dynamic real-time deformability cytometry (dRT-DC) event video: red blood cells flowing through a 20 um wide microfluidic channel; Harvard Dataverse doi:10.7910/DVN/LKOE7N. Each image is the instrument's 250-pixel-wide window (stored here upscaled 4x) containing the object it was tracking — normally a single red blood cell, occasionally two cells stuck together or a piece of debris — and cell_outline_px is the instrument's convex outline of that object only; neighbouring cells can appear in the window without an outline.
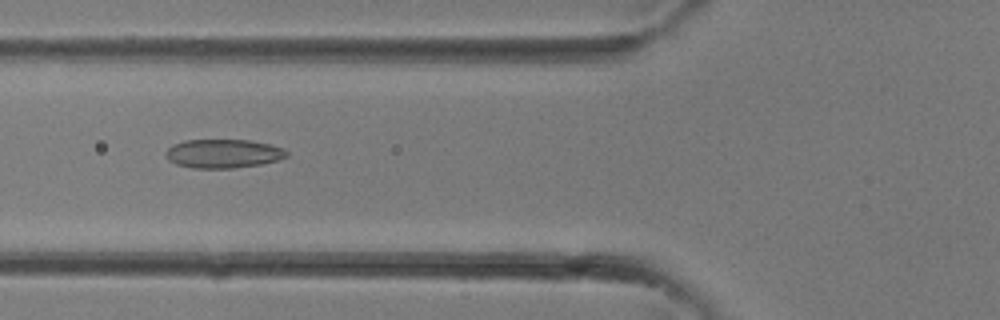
{"species": "common noctule bat (a hibernating species)", "species_latin": "Nyctalus noctula", "temperature_condition": "room temperature", "stored_images_in_passage": 33, "camera_frame_rate_fps": 3000, "um_per_image_px": 0.085, "animal": {"sex": "female"}, "frame": {"image": 1, "passage_image": 13, "time_ms": 4.0, "image_size_px": [1000, 320], "cell_outline_px": [[288, 156], [280, 160], [260, 164], [232, 168], [192, 168], [176, 164], [168, 160], [164, 156], [164, 152], [172, 144], [184, 140], [252, 140], [272, 144], [284, 148], [288, 152]], "centroid_in_image_um": [18.98, 13.05], "position_along_channel_um": 106.8, "area_um2": 20.63}}
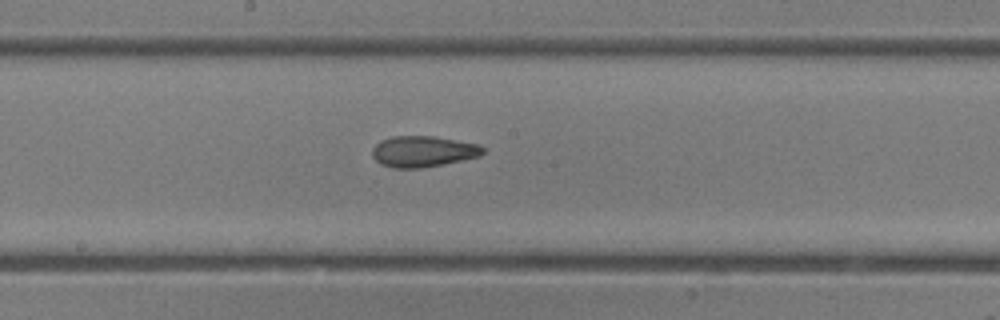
{"frame": {"image": 2, "passage_image": 18, "time_ms": 5.667, "image_size_px": [1000, 320], "cell_outline_px": [[484, 152], [480, 156], [464, 160], [444, 164], [420, 168], [392, 168], [380, 164], [372, 156], [372, 148], [380, 140], [392, 136], [432, 136], [480, 144], [484, 148]], "centroid_in_image_um": [35.95, 12.87], "position_along_channel_um": 212.2, "area_um2": 20.17}}
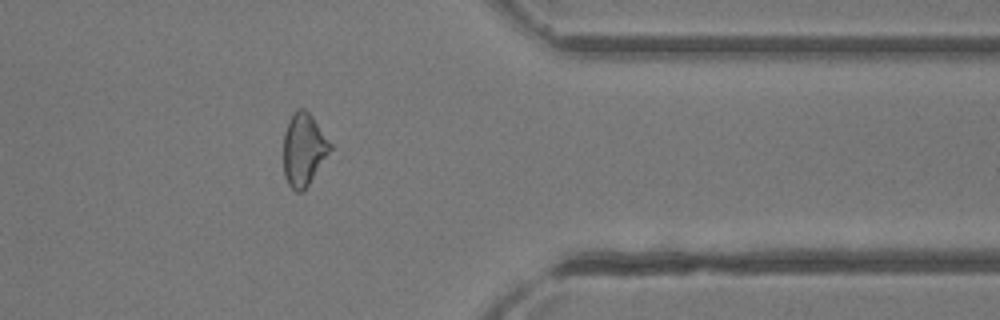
{"frame": {"image": 3, "passage_image": 27, "time_ms": 8.667, "image_size_px": [1000, 320], "cell_outline_px": [[332, 148], [308, 184], [300, 192], [296, 192], [288, 184], [284, 176], [284, 132], [288, 120], [292, 112], [296, 108], [304, 108], [312, 116], [332, 144]], "centroid_in_image_um": [25.79, 12.66], "position_along_channel_um": 385.6, "area_um2": 19.59}}